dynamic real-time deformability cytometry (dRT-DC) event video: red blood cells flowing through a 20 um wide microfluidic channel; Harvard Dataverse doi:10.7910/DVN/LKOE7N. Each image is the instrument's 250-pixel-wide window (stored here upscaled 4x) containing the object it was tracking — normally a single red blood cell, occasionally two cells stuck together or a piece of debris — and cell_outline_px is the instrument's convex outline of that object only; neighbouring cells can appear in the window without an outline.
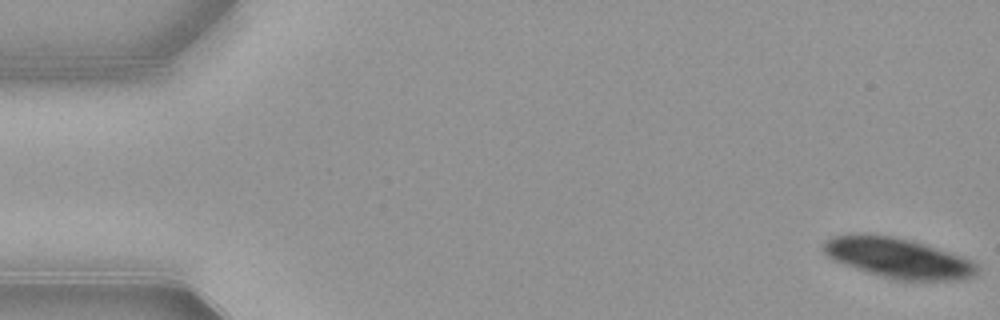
{"species": "common noctule bat (a hibernating species)", "species_latin": "Nyctalus noctula", "temperature_condition": "warm", "stored_images_in_passage": 20, "camera_frame_rate_fps": 3000, "um_per_image_px": 0.085, "animal": {"sex": "female", "body_mass_g": 21.9}, "frame": {"image": 1, "passage_image": 1, "time_ms": 0.0, "image_size_px": [1000, 320], "cell_outline_px": [[976, 272], [972, 276], [964, 280], [896, 280], [868, 272], [832, 260], [820, 248], [824, 240], [832, 236], [860, 232], [892, 236], [912, 240], [964, 256], [972, 260], [976, 264]], "centroid_in_image_um": [76.29, 21.9], "position_along_channel_um": 8.7, "area_um2": 36.3}}
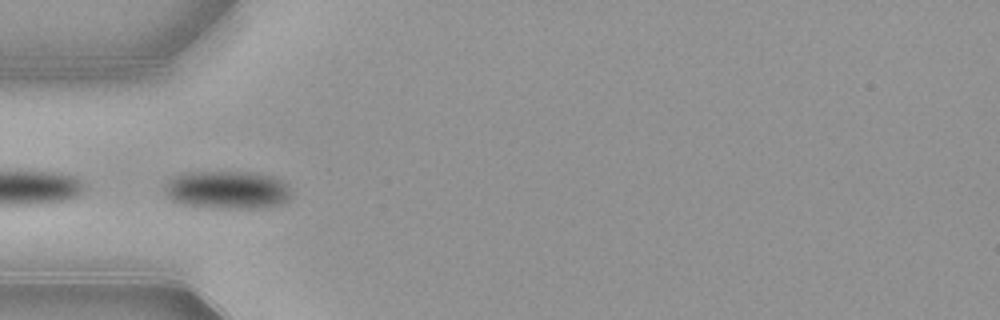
{"frame": {"image": 2, "passage_image": 17, "time_ms": 5.333, "image_size_px": [1000, 320], "cell_outline_px": [[288, 200], [280, 204], [252, 208], [228, 208], [180, 204], [172, 200], [164, 192], [164, 184], [168, 180], [176, 176], [188, 172], [248, 172], [272, 176], [284, 180], [288, 184]], "centroid_in_image_um": [19.29, 16.13], "position_along_channel_um": 65.7, "area_um2": 27.8}}